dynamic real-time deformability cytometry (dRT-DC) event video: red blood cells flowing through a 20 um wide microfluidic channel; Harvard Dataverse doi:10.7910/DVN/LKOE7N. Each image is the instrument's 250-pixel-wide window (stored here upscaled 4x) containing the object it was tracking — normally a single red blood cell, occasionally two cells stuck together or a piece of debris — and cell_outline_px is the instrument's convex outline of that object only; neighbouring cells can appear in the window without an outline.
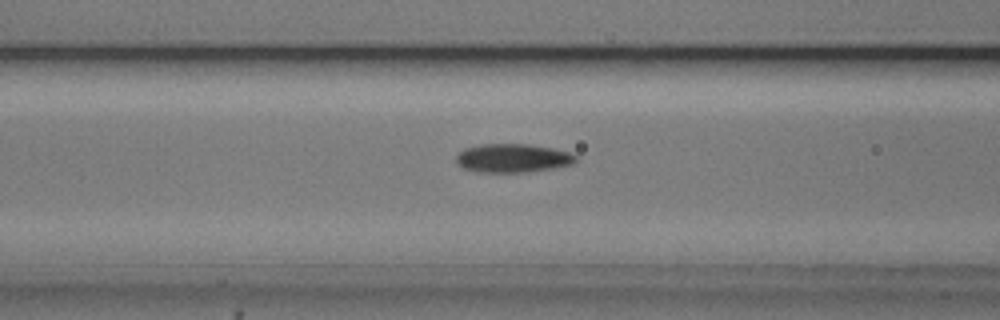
{"species": "common noctule bat (a hibernating species)", "species_latin": "Nyctalus noctula", "temperature_condition": "cold", "stored_images_in_passage": 54, "camera_frame_rate_fps": 3000, "um_per_image_px": 0.085, "animal": {"sex": "male", "body_mass_g": 20.5, "forearm_length_mm": 52.5}, "frame": {"image": 1, "passage_image": 21, "time_ms": 6.667, "image_size_px": [1000, 320], "cell_outline_px": [[580, 160], [572, 164], [552, 168], [528, 172], [476, 172], [464, 168], [456, 164], [456, 156], [464, 148], [480, 144], [528, 144], [552, 148], [568, 152], [576, 156]], "centroid_in_image_um": [43.57, 13.44], "position_along_channel_um": 123.0, "area_um2": 20.06}}
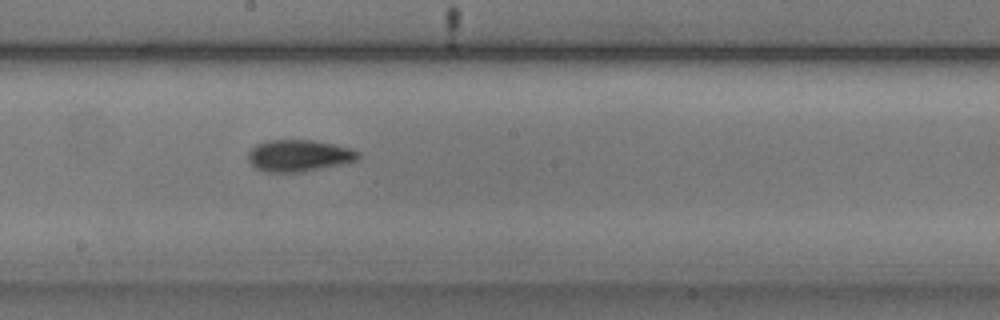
{"frame": {"image": 2, "passage_image": 29, "time_ms": 9.333, "image_size_px": [1000, 320], "cell_outline_px": [[360, 156], [356, 160], [340, 164], [300, 172], [264, 172], [256, 168], [248, 160], [248, 152], [256, 144], [268, 140], [312, 140], [332, 144], [348, 148], [360, 152]], "centroid_in_image_um": [25.36, 13.23], "position_along_channel_um": 222.8, "area_um2": 20.11}}
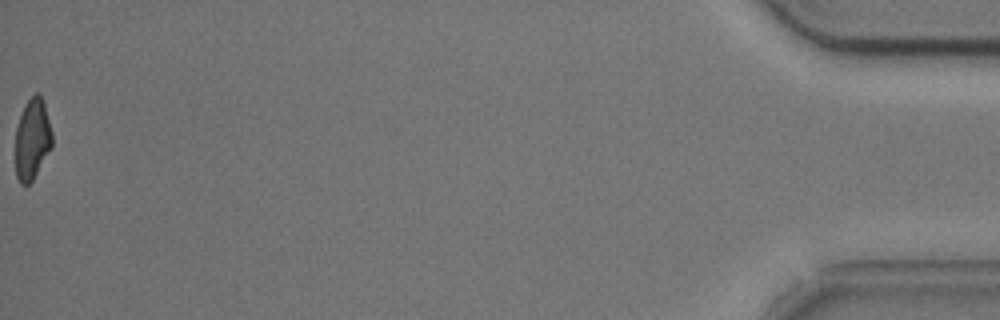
{"frame": {"image": 3, "passage_image": 54, "time_ms": 17.667, "image_size_px": [1000, 320], "cell_outline_px": [[52, 144], [32, 180], [28, 184], [20, 184], [16, 176], [16, 128], [24, 104], [36, 92], [40, 96], [44, 104], [52, 132]], "centroid_in_image_um": [2.72, 11.81], "position_along_channel_um": 432.5, "area_um2": 16.88}, "authors_computed_cell_mechanics": {"area_um2": 19.1029, "velocity_mm_per_s": 3.7316, "shape_relaxation_time_tau1_ms": 3.9105, "shape_relaxation_time_tau2_ms": 2.7232, "deformation_change_tau1": 0.1326, "deformation_change_tau2": 0.0992}}